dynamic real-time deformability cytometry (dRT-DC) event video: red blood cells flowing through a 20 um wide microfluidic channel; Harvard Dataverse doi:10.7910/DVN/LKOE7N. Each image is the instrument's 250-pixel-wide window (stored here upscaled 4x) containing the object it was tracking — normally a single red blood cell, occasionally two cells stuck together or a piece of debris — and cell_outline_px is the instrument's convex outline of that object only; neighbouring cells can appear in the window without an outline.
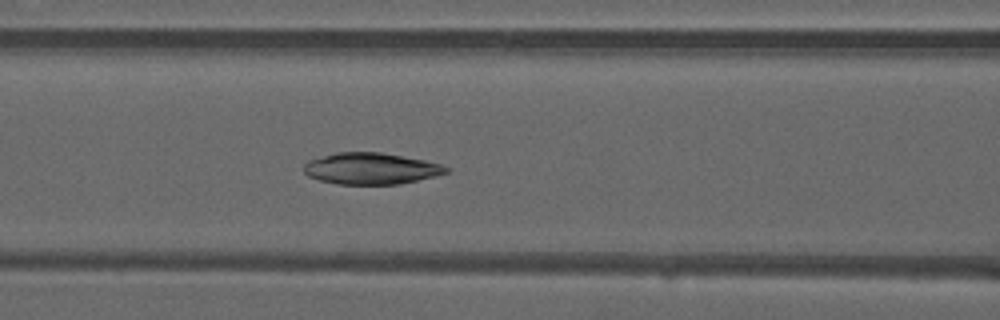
{"species": "common noctule bat (a hibernating species)", "species_latin": "Nyctalus noctula", "temperature_condition": "warm", "stored_images_in_passage": 13, "camera_frame_rate_fps": 3000, "um_per_image_px": 0.085, "animal": {"sex": "male", "forearm_length_mm": 52.5}, "frame": {"image": 1, "passage_image": 10, "time_ms": 3.0, "image_size_px": [1000, 320], "cell_outline_px": [[452, 168], [448, 172], [436, 176], [400, 184], [336, 184], [320, 180], [308, 176], [304, 172], [304, 164], [308, 160], [336, 152], [380, 152], [424, 160], [440, 164]], "centroid_in_image_um": [31.54, 14.33], "position_along_channel_um": 135.1, "area_um2": 26.13}}